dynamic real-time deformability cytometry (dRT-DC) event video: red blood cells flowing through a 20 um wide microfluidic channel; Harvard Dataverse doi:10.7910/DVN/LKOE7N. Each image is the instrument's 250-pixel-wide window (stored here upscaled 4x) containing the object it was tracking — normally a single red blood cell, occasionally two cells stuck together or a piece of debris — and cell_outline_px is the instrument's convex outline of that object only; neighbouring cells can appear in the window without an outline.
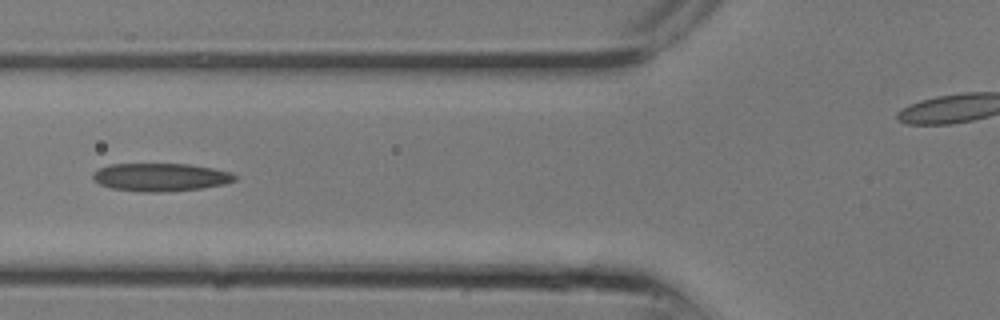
{"species": "common noctule bat (a hibernating species)", "species_latin": "Nyctalus noctula", "temperature_condition": "room temperature", "stored_images_in_passage": 10, "camera_frame_rate_fps": 3000, "um_per_image_px": 0.085, "animal": {"sex": "male", "body_mass_g": 13.3}, "frame": {"image": 1, "passage_image": 9, "time_ms": 2.667, "image_size_px": [1000, 320], "cell_outline_px": [[236, 180], [224, 184], [200, 188], [160, 192], [144, 192], [112, 188], [100, 184], [92, 180], [92, 172], [100, 168], [112, 164], [188, 164], [212, 168], [232, 172], [236, 176]], "centroid_in_image_um": [13.63, 15.05], "position_along_channel_um": 112.2, "area_um2": 23.06}}